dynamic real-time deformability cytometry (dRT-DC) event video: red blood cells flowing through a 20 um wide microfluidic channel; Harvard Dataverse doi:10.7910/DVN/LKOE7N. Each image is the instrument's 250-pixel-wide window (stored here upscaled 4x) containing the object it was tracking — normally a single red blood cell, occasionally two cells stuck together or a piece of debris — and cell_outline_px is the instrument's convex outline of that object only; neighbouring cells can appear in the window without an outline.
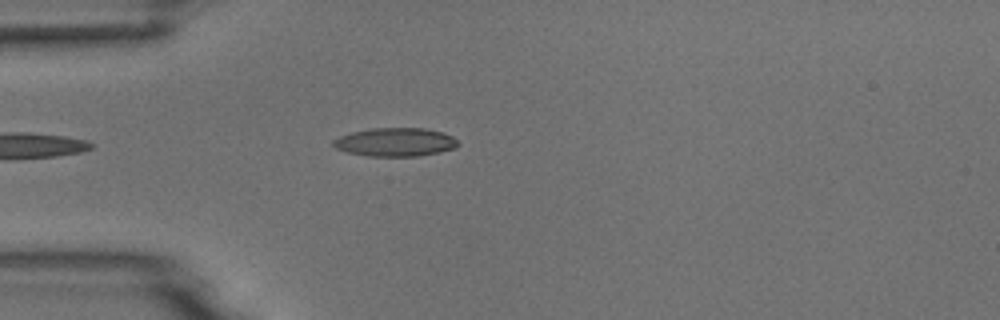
{"species": "common noctule bat (a hibernating species)", "species_latin": "Nyctalus noctula", "temperature_condition": "room temperature", "stored_images_in_passage": 2, "camera_frame_rate_fps": 3000, "um_per_image_px": 0.085, "animal": {"sex": "male", "body_mass_g": 18.8}, "frame": {"image": 1, "passage_image": 2, "time_ms": 1.0, "image_size_px": [1000, 320], "cell_outline_px": [[460, 144], [456, 148], [440, 152], [416, 156], [368, 156], [348, 152], [336, 148], [332, 144], [332, 140], [340, 136], [352, 132], [372, 128], [424, 128], [440, 132], [452, 136]], "centroid_in_image_um": [33.6, 12.08], "position_along_channel_um": 51.4, "area_um2": 20.63}}